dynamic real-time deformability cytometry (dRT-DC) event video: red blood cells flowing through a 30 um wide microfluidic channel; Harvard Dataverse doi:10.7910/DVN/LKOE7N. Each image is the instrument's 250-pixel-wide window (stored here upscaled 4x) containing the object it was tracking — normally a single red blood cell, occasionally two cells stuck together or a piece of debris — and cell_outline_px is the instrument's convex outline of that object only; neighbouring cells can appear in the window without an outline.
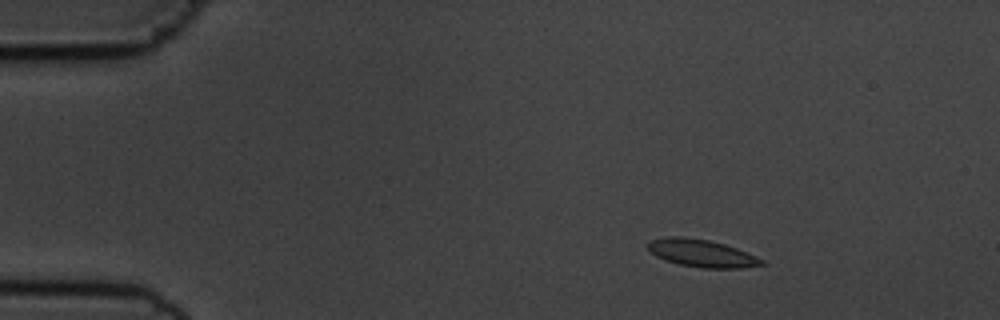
{"species": "common noctule bat (a hibernating species)", "species_latin": "Nyctalus noctula", "temperature_condition": "cold", "stored_images_in_passage": 5, "camera_frame_rate_fps": 3000, "um_per_image_px": 0.085, "animal": {"sex": "male", "body_mass_g": 19.5, "forearm_length_mm": 54.6}, "frame": {"image": 1, "passage_image": 2, "time_ms": 1.333, "image_size_px": [1000, 320], "cell_outline_px": [[768, 264], [744, 268], [704, 268], [680, 264], [656, 256], [648, 248], [648, 240], [668, 236], [680, 236], [708, 240], [724, 244], [736, 248], [756, 256], [764, 260]], "centroid_in_image_um": [59.68, 21.52], "position_along_channel_um": 25.3, "area_um2": 18.15}}
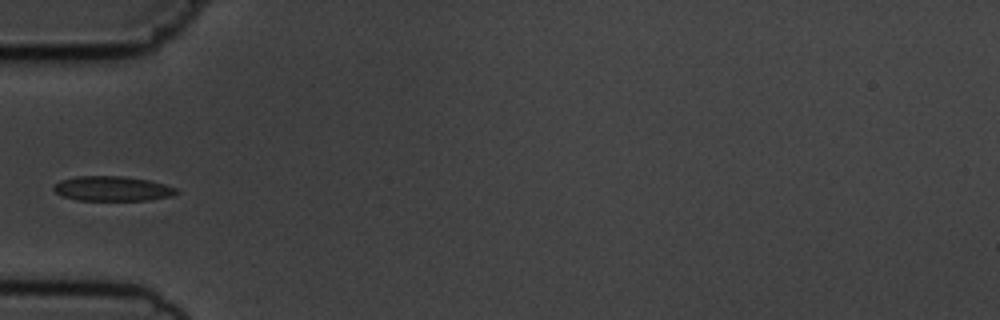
{"frame": {"image": 2, "passage_image": 5, "time_ms": 4.667, "image_size_px": [1000, 320], "cell_outline_px": [[180, 192], [172, 196], [148, 200], [76, 200], [64, 196], [56, 192], [52, 188], [60, 180], [76, 176], [124, 176], [148, 180], [164, 184], [176, 188]], "centroid_in_image_um": [9.57, 16.03], "position_along_channel_um": 75.4, "area_um2": 17.69}}